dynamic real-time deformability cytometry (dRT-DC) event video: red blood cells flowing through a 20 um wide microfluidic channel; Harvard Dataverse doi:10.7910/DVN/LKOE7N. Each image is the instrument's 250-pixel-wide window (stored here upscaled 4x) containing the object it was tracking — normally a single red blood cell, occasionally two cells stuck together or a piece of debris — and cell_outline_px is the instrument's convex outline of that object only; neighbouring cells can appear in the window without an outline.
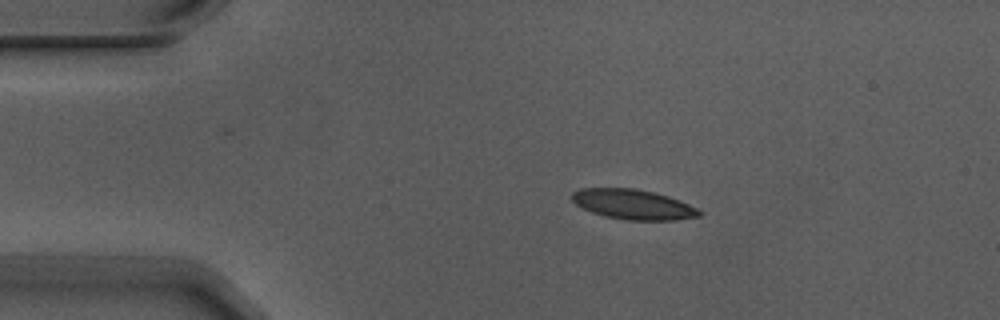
{"species": "Egyptian fruit bat (a non-hibernating species)", "species_latin": "Rousettus aegyptiacus", "temperature_condition": "warm", "stored_images_in_passage": 5, "camera_frame_rate_fps": 3000, "um_per_image_px": 0.085, "animal": {"sex": "male"}, "frame": {"image": 1, "passage_image": 2, "time_ms": 0.333, "image_size_px": [1000, 320], "cell_outline_px": [[704, 212], [700, 216], [676, 220], [628, 220], [604, 216], [580, 208], [572, 200], [572, 192], [580, 188], [636, 188], [668, 196], [688, 204]], "centroid_in_image_um": [53.8, 17.37], "position_along_channel_um": 31.2, "area_um2": 22.25}}
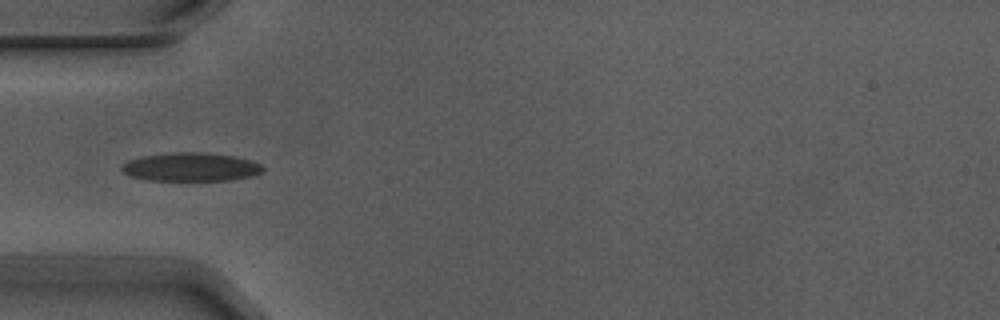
{"frame": {"image": 2, "passage_image": 4, "time_ms": 1.0, "image_size_px": [1000, 320], "cell_outline_px": [[264, 172], [252, 176], [232, 180], [148, 180], [132, 176], [124, 172], [120, 168], [128, 160], [144, 156], [172, 152], [204, 152], [232, 156], [252, 160], [260, 164], [264, 168]], "centroid_in_image_um": [16.27, 14.19], "position_along_channel_um": 68.7, "area_um2": 23.41}}